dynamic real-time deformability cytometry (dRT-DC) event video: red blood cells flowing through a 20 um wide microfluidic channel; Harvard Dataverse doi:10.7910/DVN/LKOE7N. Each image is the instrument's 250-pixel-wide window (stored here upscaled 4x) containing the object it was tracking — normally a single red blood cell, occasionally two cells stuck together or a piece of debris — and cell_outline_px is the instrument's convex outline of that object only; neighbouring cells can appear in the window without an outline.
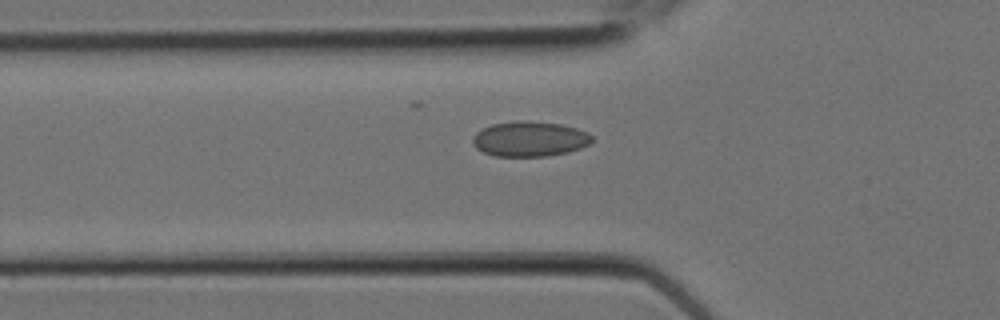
{"species": "Egyptian fruit bat (a non-hibernating species)", "species_latin": "Rousettus aegyptiacus", "temperature_condition": "room temperature", "stored_images_in_passage": 6, "camera_frame_rate_fps": 3000, "um_per_image_px": 0.085, "animal": {"sex": "female"}, "frame": {"image": 1, "passage_image": 6, "time_ms": 1.667, "image_size_px": [1000, 320], "cell_outline_px": [[592, 140], [588, 144], [580, 148], [568, 152], [548, 156], [492, 156], [476, 148], [472, 144], [472, 136], [476, 132], [492, 124], [560, 124], [576, 128], [588, 132], [592, 136]], "centroid_in_image_um": [45.02, 11.87], "position_along_channel_um": 80.8, "area_um2": 23.41}}